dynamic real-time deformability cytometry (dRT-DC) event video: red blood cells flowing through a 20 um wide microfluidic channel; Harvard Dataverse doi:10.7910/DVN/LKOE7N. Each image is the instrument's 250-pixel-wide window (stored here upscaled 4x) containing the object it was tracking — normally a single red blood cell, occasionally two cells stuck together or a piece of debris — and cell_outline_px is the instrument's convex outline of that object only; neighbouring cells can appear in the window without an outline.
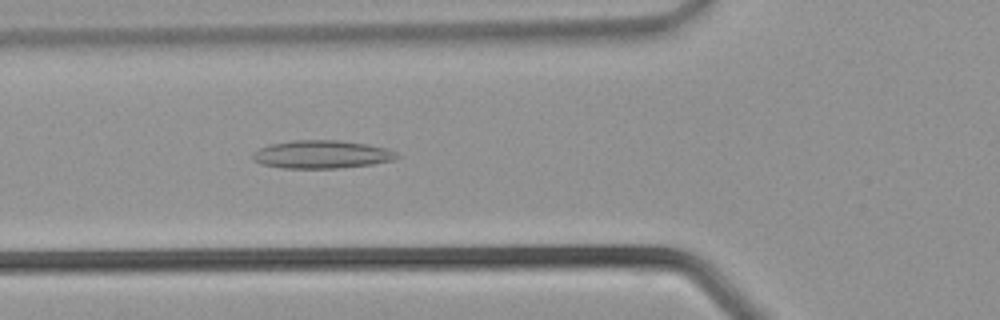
{"species": "common noctule bat (a hibernating species)", "species_latin": "Nyctalus noctula", "temperature_condition": "warm", "stored_images_in_passage": 26, "camera_frame_rate_fps": 3000, "um_per_image_px": 0.085, "animal": {"sex": "male", "body_mass_g": 21.5, "forearm_length_mm": 52.0}, "frame": {"image": 1, "passage_image": 7, "time_ms": 2.0, "image_size_px": [1000, 320], "cell_outline_px": [[400, 156], [392, 160], [372, 164], [336, 168], [284, 168], [260, 164], [252, 160], [252, 152], [260, 148], [272, 144], [292, 140], [340, 140], [368, 144], [388, 148], [396, 152]], "centroid_in_image_um": [27.34, 13.12], "position_along_channel_um": 98.5, "area_um2": 23.64}}
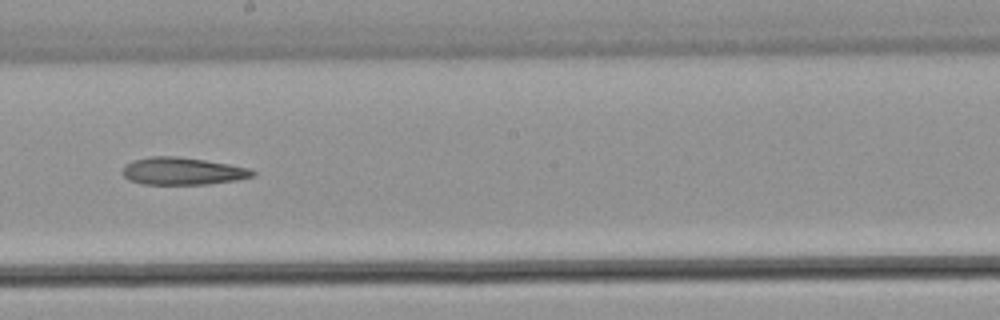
{"frame": {"image": 2, "passage_image": 14, "time_ms": 4.333, "image_size_px": [1000, 320], "cell_outline_px": [[256, 176], [236, 180], [208, 184], [144, 184], [128, 180], [124, 176], [124, 164], [132, 160], [148, 156], [176, 156], [204, 160], [228, 164], [248, 168], [256, 172]], "centroid_in_image_um": [15.51, 14.54], "position_along_channel_um": 232.7, "area_um2": 20.75}}
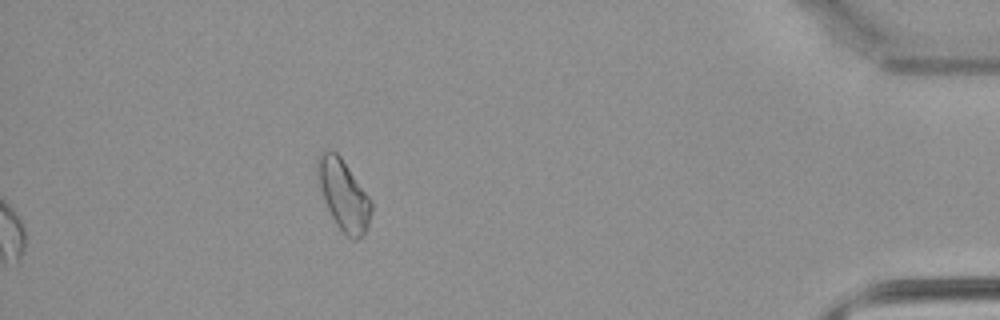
{"frame": {"image": 3, "passage_image": 26, "time_ms": 8.333, "image_size_px": [1000, 320], "cell_outline_px": [[372, 208], [368, 224], [364, 232], [356, 240], [352, 240], [336, 224], [324, 200], [316, 172], [316, 160], [328, 148], [332, 148], [340, 156], [372, 200]], "centroid_in_image_um": [29.19, 16.53], "position_along_channel_um": 406.0, "area_um2": 21.79}}